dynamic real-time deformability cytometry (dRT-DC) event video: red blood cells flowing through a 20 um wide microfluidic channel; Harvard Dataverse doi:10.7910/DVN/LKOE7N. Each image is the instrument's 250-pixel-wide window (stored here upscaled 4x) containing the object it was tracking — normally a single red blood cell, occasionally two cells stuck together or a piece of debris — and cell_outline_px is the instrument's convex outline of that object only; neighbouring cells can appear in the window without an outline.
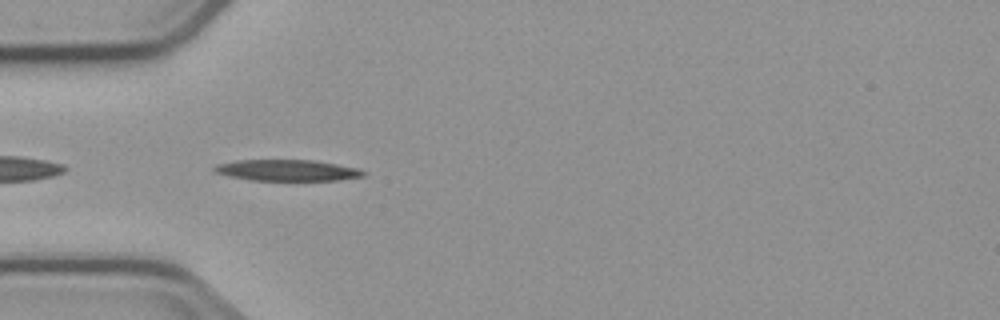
{"species": "common noctule bat (a hibernating species)", "species_latin": "Nyctalus noctula", "temperature_condition": "cold", "stored_images_in_passage": 8, "camera_frame_rate_fps": 3000, "um_per_image_px": 0.085, "animal": {"sex": "male", "body_mass_g": 23.1, "forearm_length_mm": 52.7}, "frame": {"image": 1, "passage_image": 3, "time_ms": 2.333, "image_size_px": [1000, 320], "cell_outline_px": [[368, 172], [364, 176], [336, 180], [252, 180], [232, 176], [216, 172], [212, 168], [216, 164], [236, 160], [316, 160], [360, 168]], "centroid_in_image_um": [24.48, 14.46], "position_along_channel_um": 60.5, "area_um2": 18.38}}
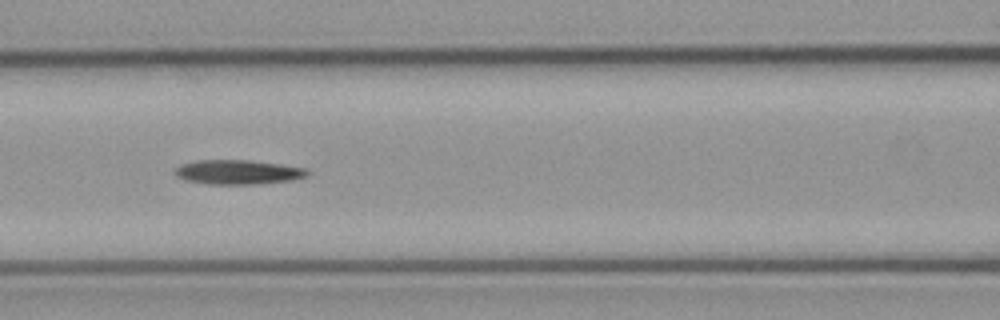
{"frame": {"image": 2, "passage_image": 5, "time_ms": 4.667, "image_size_px": [1000, 320], "cell_outline_px": [[308, 176], [292, 180], [260, 184], [204, 184], [184, 180], [176, 176], [172, 172], [180, 164], [196, 160], [248, 160], [280, 164], [308, 168]], "centroid_in_image_um": [20.2, 14.63], "position_along_channel_um": 146.4, "area_um2": 19.13}}
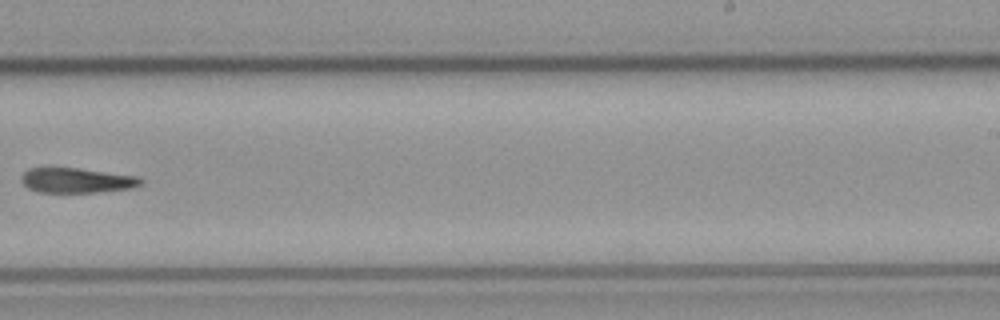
{"frame": {"image": 3, "passage_image": 8, "time_ms": 8.333, "image_size_px": [1000, 320], "cell_outline_px": [[144, 184], [132, 188], [96, 192], [40, 192], [28, 188], [20, 180], [20, 176], [28, 168], [48, 164], [52, 164], [140, 176], [144, 180]], "centroid_in_image_um": [6.48, 15.27], "position_along_channel_um": 282.5, "area_um2": 18.44}}